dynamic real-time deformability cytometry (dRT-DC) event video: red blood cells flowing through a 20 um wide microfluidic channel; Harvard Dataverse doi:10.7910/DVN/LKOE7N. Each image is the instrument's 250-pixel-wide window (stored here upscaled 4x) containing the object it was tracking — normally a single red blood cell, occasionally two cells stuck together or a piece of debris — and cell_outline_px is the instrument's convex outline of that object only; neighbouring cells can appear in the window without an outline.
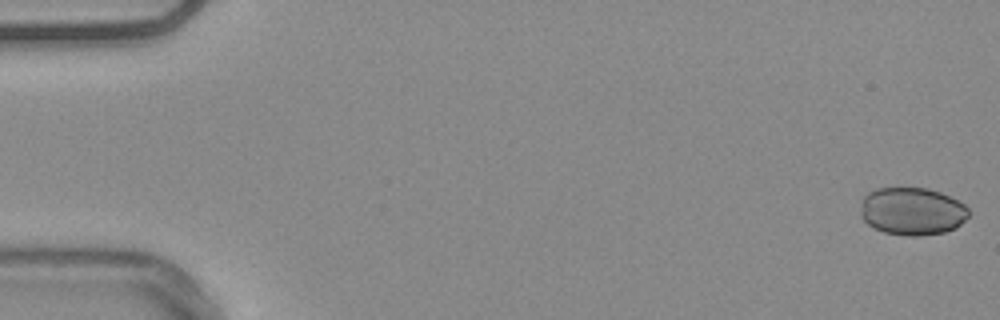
{"species": "common noctule bat (a hibernating species)", "species_latin": "Nyctalus noctula", "temperature_condition": "warm", "stored_images_in_passage": 16, "camera_frame_rate_fps": 3000, "um_per_image_px": 0.085, "animal": {"sex": "male", "body_mass_g": 20.4}, "frame": {"image": 1, "passage_image": 1, "time_ms": 0.0, "image_size_px": [1000, 320], "cell_outline_px": [[968, 216], [956, 228], [944, 232], [920, 236], [908, 236], [884, 232], [872, 228], [860, 216], [860, 200], [868, 192], [876, 188], [928, 188], [940, 192], [964, 204], [968, 208]], "centroid_in_image_um": [77.49, 17.96], "position_along_channel_um": 7.5, "area_um2": 30.29}}